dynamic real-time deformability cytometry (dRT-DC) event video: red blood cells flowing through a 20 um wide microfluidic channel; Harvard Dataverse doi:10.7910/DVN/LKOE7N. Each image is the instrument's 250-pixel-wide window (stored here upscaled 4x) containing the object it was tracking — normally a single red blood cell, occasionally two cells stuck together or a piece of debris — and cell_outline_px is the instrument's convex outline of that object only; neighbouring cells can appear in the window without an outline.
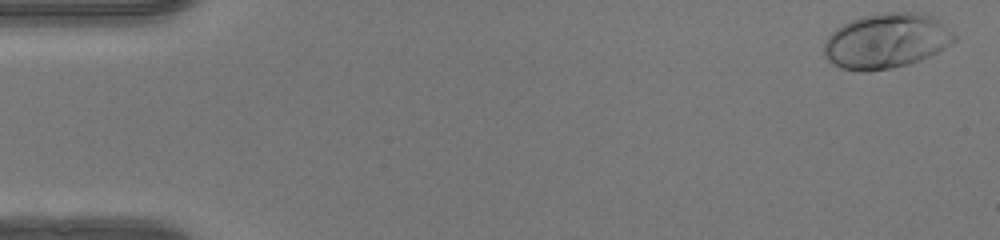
{"species": "human", "species_latin": "Homo sapiens", "temperature_condition": "warm", "stored_images_in_passage": 50, "camera_frame_rate_fps": 3000, "um_per_image_px": 0.085, "donor": {"sex": "female"}, "frame": {"image": 1, "passage_image": 1, "time_ms": 0.0, "image_size_px": [1000, 240], "cell_outline_px": [[956, 40], [944, 48], [920, 60], [908, 64], [892, 68], [868, 72], [860, 72], [840, 68], [832, 64], [824, 56], [824, 44], [828, 36], [836, 28], [852, 20], [864, 16], [888, 12], [920, 12], [932, 16], [940, 20], [956, 36]], "centroid_in_image_um": [75.33, 3.49], "position_along_channel_um": 9.7, "area_um2": 41.85}}
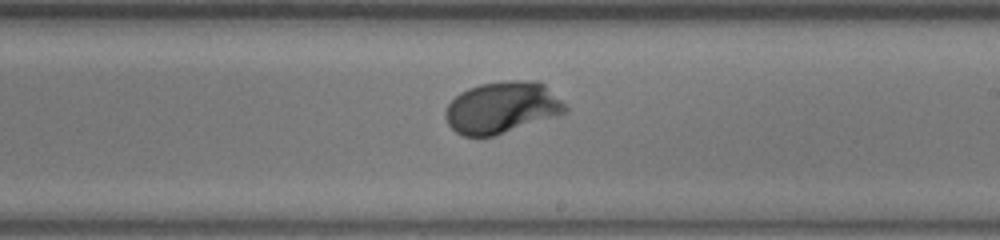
{"frame": {"image": 2, "passage_image": 29, "time_ms": 9.333, "image_size_px": [1000, 240], "cell_outline_px": [[568, 112], [556, 116], [492, 136], [464, 136], [456, 132], [448, 124], [444, 116], [444, 112], [448, 104], [460, 92], [468, 88], [480, 84], [512, 80], [524, 80], [544, 84], [568, 108]], "centroid_in_image_um": [42.63, 9.14], "position_along_channel_um": 246.4, "area_um2": 35.6}}
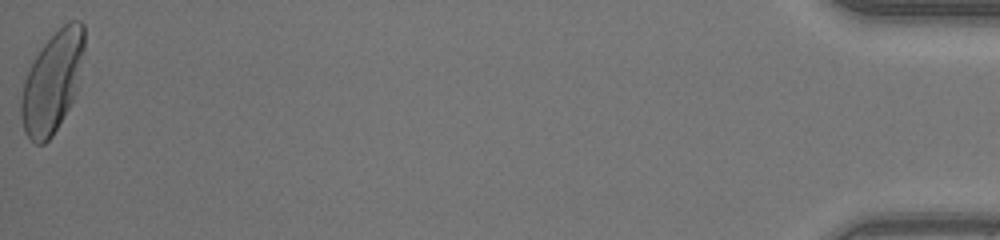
{"frame": {"image": 3, "passage_image": 50, "time_ms": 16.333, "image_size_px": [1000, 240], "cell_outline_px": [[84, 52], [76, 92], [68, 108], [52, 136], [44, 144], [36, 144], [24, 132], [20, 116], [20, 100], [24, 80], [40, 48], [68, 20], [80, 20], [84, 24]], "centroid_in_image_um": [4.44, 6.97], "position_along_channel_um": 430.8, "area_um2": 36.76}, "authors_computed_cell_mechanics": {"area_um2": 34.969, "velocity_mm_per_s": 4.0952, "shape_relaxation_time_tau1_ms": 1.8018, "shape_relaxation_time_tau2_ms": null, "deformation_change_tau1": 0.1512, "deformation_change_tau2": null}}